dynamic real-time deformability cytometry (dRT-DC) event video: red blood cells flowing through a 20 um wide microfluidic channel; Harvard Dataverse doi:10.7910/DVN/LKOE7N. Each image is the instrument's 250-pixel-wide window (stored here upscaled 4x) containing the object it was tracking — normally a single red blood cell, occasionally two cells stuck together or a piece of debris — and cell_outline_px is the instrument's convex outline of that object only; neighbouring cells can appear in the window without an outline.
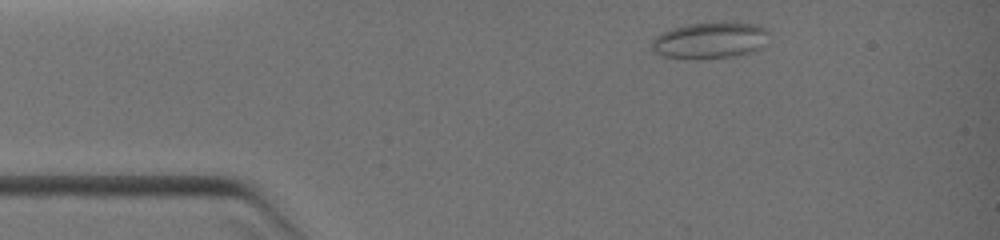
{"species": "common noctule bat (a hibernating species)", "species_latin": "Nyctalus noctula", "temperature_condition": "warm", "stored_images_in_passage": 8, "camera_frame_rate_fps": 3000, "um_per_image_px": 0.085, "animal": {"sex": "female", "body_mass_g": 19.0, "forearm_length_mm": 51.5}, "frame": {"image": 1, "passage_image": 1, "time_ms": 0.0, "image_size_px": [1000, 240], "cell_outline_px": [[768, 32], [764, 48], [752, 52], [736, 56], [704, 60], [696, 60], [664, 56], [652, 52], [648, 48], [652, 40], [656, 36], [664, 32], [676, 28], [692, 24], [752, 24], [768, 28]], "centroid_in_image_um": [60.33, 3.5], "position_along_channel_um": 24.7, "area_um2": 24.8}}
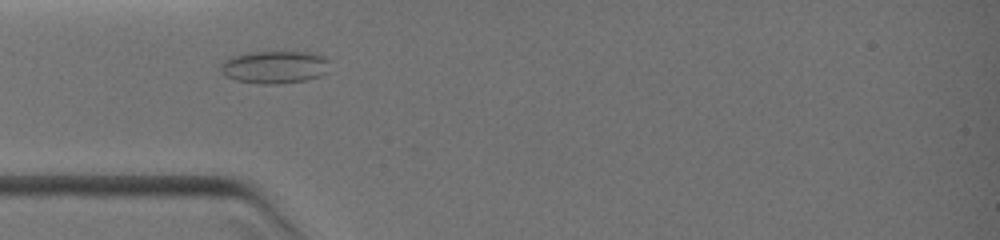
{"frame": {"image": 2, "passage_image": 6, "time_ms": 2.0, "image_size_px": [1000, 240], "cell_outline_px": [[328, 72], [320, 76], [304, 80], [276, 84], [264, 84], [236, 80], [220, 72], [220, 64], [224, 60], [232, 56], [248, 52], [316, 52], [324, 56], [328, 60]], "centroid_in_image_um": [23.36, 5.69], "position_along_channel_um": 61.6, "area_um2": 20.81}}